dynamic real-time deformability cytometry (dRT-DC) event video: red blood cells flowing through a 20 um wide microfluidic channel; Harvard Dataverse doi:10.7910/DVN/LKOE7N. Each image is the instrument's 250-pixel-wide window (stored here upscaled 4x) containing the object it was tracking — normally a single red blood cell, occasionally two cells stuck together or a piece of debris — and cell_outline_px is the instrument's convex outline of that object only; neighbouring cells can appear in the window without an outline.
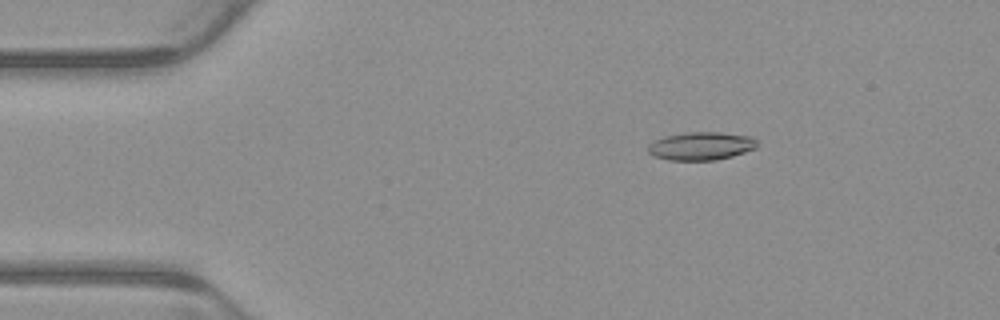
{"species": "common noctule bat (a hibernating species)", "species_latin": "Nyctalus noctula", "temperature_condition": "warm", "stored_images_in_passage": 5, "camera_frame_rate_fps": 3000, "um_per_image_px": 0.085, "animal": {"sex": "male", "body_mass_g": 23.1, "forearm_length_mm": 52.7}, "frame": {"image": 1, "passage_image": 3, "time_ms": 0.667, "image_size_px": [1000, 320], "cell_outline_px": [[756, 148], [732, 156], [716, 160], [668, 160], [652, 156], [648, 152], [648, 144], [652, 140], [664, 136], [684, 132], [720, 132], [752, 136], [756, 140]], "centroid_in_image_um": [59.54, 12.4], "position_along_channel_um": 25.5, "area_um2": 18.09}}